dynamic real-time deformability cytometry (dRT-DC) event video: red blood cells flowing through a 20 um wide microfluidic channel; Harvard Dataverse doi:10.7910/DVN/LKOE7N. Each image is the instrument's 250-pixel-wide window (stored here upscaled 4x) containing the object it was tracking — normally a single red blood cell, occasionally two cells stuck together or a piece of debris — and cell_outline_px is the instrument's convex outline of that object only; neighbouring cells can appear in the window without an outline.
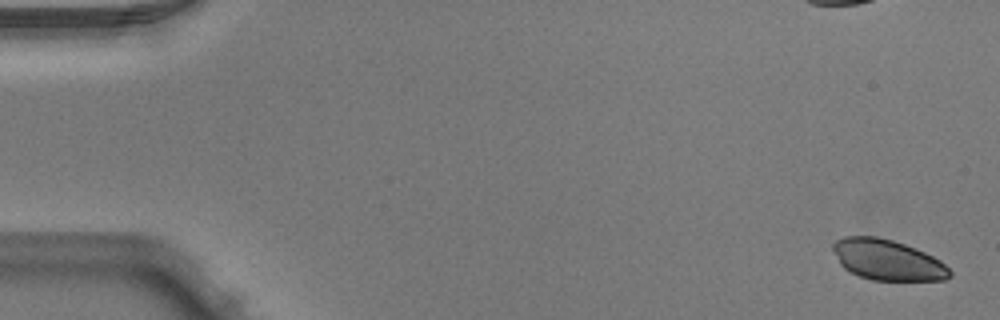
{"species": "Egyptian fruit bat (a non-hibernating species)", "species_latin": "Rousettus aegyptiacus", "temperature_condition": "warm", "stored_images_in_passage": 7, "camera_frame_rate_fps": 3000, "um_per_image_px": 0.085, "animal": {"sex": "male"}, "frame": {"image": 1, "passage_image": 1, "time_ms": 0.0, "image_size_px": [1000, 320], "cell_outline_px": [[952, 276], [944, 280], [872, 280], [860, 276], [844, 268], [840, 264], [832, 248], [832, 244], [836, 240], [844, 236], [876, 236], [892, 240], [916, 248], [940, 260], [952, 272]], "centroid_in_image_um": [75.43, 22.09], "position_along_channel_um": 9.6, "area_um2": 27.51}}